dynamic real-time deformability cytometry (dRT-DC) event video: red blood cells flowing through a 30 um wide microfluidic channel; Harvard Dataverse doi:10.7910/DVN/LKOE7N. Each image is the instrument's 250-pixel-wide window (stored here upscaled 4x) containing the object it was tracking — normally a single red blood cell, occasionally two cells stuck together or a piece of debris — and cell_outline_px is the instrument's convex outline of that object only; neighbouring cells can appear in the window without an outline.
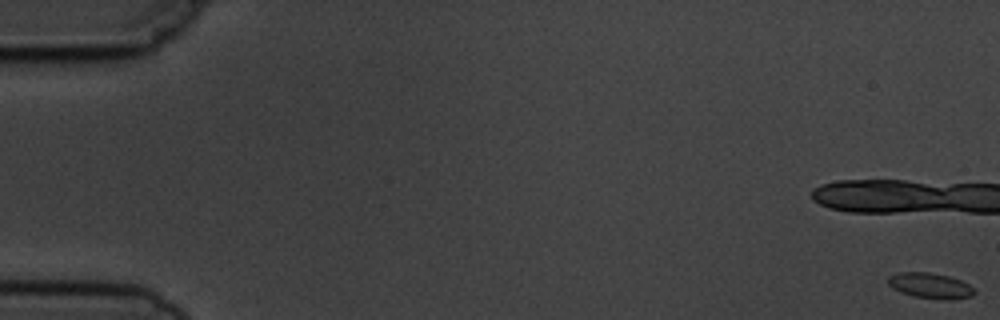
{"species": "common noctule bat (a hibernating species)", "species_latin": "Nyctalus noctula", "temperature_condition": "cold", "stored_images_in_passage": 17, "camera_frame_rate_fps": 3000, "um_per_image_px": 0.085, "animal": {"sex": "male", "body_mass_g": 19.5, "forearm_length_mm": 54.6}, "frame": {"image": 1, "passage_image": 1, "time_ms": 0.0, "image_size_px": [1000, 320], "cell_outline_px": [[976, 292], [972, 296], [944, 300], [912, 296], [900, 292], [892, 288], [888, 284], [888, 276], [900, 272], [928, 272], [948, 276], [960, 280], [968, 284]], "centroid_in_image_um": [79.04, 24.28], "position_along_channel_um": 6.0, "area_um2": 12.77}, "authors_computed_cell_mechanics": {"area_um2": 11.9068, "velocity_mm_per_s": 3.7053, "shape_relaxation_time_tau1_ms": 1.7742, "shape_relaxation_time_tau2_ms": null, "deformation_change_tau1": 0.0826, "deformation_change_tau2": null}}